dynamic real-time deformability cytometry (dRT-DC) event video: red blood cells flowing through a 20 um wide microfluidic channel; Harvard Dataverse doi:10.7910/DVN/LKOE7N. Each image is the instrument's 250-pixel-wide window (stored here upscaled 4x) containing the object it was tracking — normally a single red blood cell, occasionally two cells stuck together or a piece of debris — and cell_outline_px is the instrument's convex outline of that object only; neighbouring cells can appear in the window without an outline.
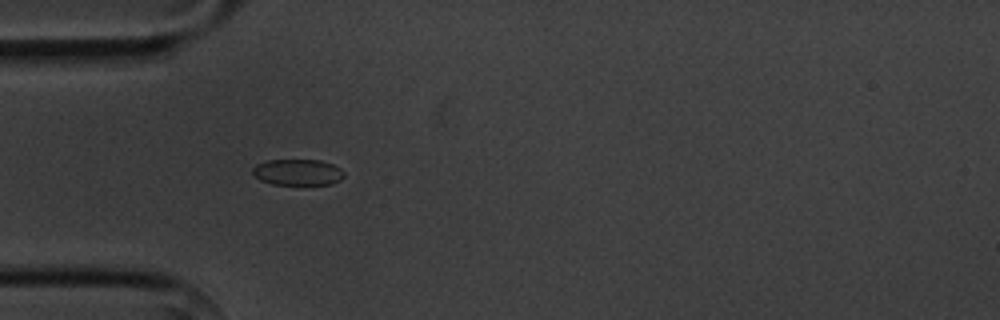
{"species": "common noctule bat (a hibernating species)", "species_latin": "Nyctalus noctula", "temperature_condition": "cold", "stored_images_in_passage": 4, "camera_frame_rate_fps": 3000, "um_per_image_px": 0.085, "animal": {"sex": "male", "body_mass_g": 20.1, "forearm_length_mm": 53.5}, "frame": {"image": 1, "passage_image": 3, "time_ms": 2.333, "image_size_px": [1000, 320], "cell_outline_px": [[344, 176], [340, 180], [332, 184], [272, 184], [260, 180], [252, 172], [252, 168], [256, 164], [268, 160], [320, 160], [332, 164], [340, 168], [344, 172]], "centroid_in_image_um": [25.31, 14.63], "position_along_channel_um": 59.7, "area_um2": 13.87}}
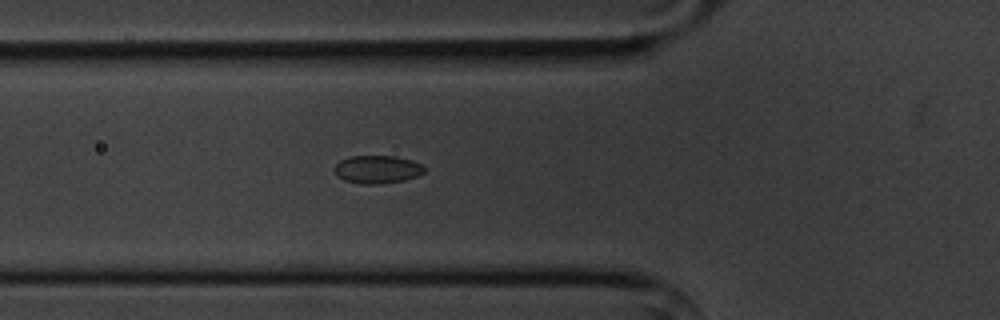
{"frame": {"image": 2, "passage_image": 4, "time_ms": 3.333, "image_size_px": [1000, 320], "cell_outline_px": [[424, 172], [416, 176], [404, 180], [380, 184], [360, 184], [344, 180], [336, 176], [336, 164], [340, 160], [348, 156], [396, 156], [412, 160], [420, 164], [424, 168]], "centroid_in_image_um": [32.05, 14.4], "position_along_channel_um": 93.7, "area_um2": 14.62}}